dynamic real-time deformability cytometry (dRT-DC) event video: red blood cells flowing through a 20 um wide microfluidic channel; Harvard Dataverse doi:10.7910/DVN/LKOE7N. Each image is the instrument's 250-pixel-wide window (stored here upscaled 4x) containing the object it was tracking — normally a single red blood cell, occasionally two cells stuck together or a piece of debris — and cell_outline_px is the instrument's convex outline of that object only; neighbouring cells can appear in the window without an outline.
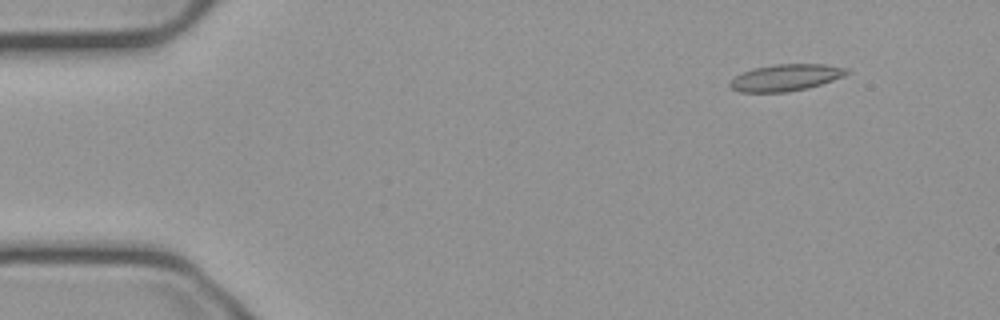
{"species": "common noctule bat (a hibernating species)", "species_latin": "Nyctalus noctula", "temperature_condition": "cold", "stored_images_in_passage": 17, "camera_frame_rate_fps": 3000, "um_per_image_px": 0.085, "animal": {"sex": "male", "body_mass_g": 23.1, "forearm_length_mm": 52.7}, "frame": {"image": 1, "passage_image": 6, "time_ms": 1.667, "image_size_px": [1000, 320], "cell_outline_px": [[852, 72], [844, 76], [808, 88], [788, 92], [740, 92], [732, 88], [728, 84], [736, 76], [752, 68], [772, 64], [824, 64], [848, 68]], "centroid_in_image_um": [66.82, 6.58], "position_along_channel_um": 18.2, "area_um2": 18.21}}